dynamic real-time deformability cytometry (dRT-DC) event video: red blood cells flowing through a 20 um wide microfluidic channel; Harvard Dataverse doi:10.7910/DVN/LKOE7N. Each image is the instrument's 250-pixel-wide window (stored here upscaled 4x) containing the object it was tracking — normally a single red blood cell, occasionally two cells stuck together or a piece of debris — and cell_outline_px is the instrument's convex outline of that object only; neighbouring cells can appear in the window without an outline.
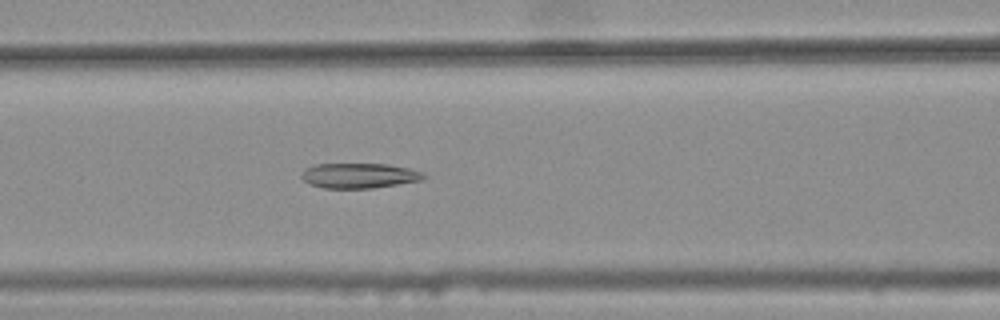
{"species": "common noctule bat (a hibernating species)", "species_latin": "Nyctalus noctula", "temperature_condition": "warm", "stored_images_in_passage": 30, "camera_frame_rate_fps": 3000, "um_per_image_px": 0.085, "animal": {"sex": "female", "body_mass_g": 25.1}, "frame": {"image": 1, "passage_image": 9, "time_ms": 2.667, "image_size_px": [1000, 320], "cell_outline_px": [[428, 176], [424, 180], [372, 188], [324, 188], [312, 184], [304, 180], [300, 176], [300, 172], [304, 168], [316, 164], [388, 164], [408, 168], [424, 172]], "centroid_in_image_um": [30.56, 14.92], "position_along_channel_um": 136.0, "area_um2": 17.98}}
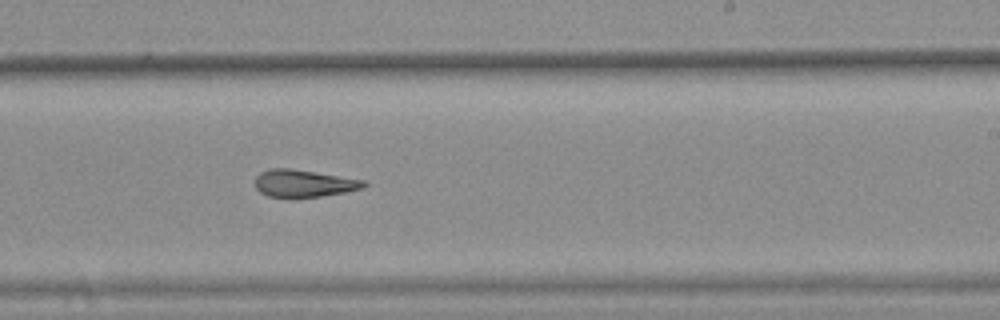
{"frame": {"image": 2, "passage_image": 19, "time_ms": 6.0, "image_size_px": [1000, 320], "cell_outline_px": [[368, 184], [364, 188], [344, 192], [320, 196], [292, 200], [288, 200], [268, 196], [260, 192], [256, 188], [256, 176], [260, 172], [268, 168], [288, 168], [368, 180]], "centroid_in_image_um": [25.82, 15.62], "position_along_channel_um": 263.2, "area_um2": 17.92}}
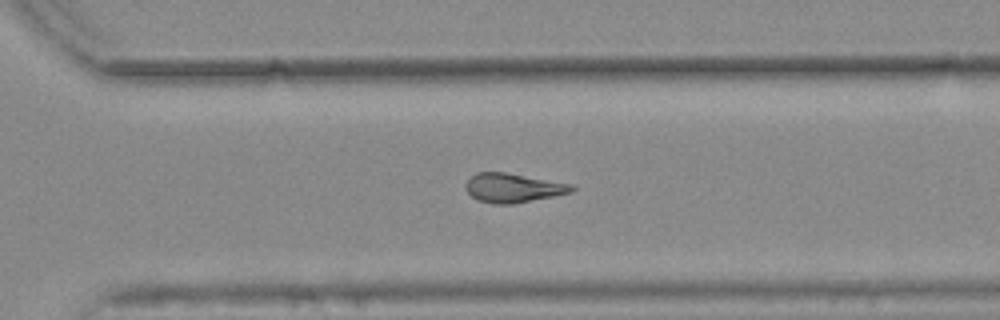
{"frame": {"image": 3, "passage_image": 24, "time_ms": 7.667, "image_size_px": [1000, 320], "cell_outline_px": [[576, 188], [572, 192], [512, 204], [492, 204], [476, 200], [464, 188], [464, 184], [476, 172], [504, 172], [572, 184]], "centroid_in_image_um": [43.57, 15.97], "position_along_channel_um": 327.0, "area_um2": 17.92}, "authors_computed_cell_mechanics": {"area_um2": 17.9469, "velocity_mm_per_s": 3.8248, "shape_relaxation_time_tau1_ms": null, "shape_relaxation_time_tau2_ms": 3.865, "deformation_change_tau1": null, "deformation_change_tau2": 0.139}}